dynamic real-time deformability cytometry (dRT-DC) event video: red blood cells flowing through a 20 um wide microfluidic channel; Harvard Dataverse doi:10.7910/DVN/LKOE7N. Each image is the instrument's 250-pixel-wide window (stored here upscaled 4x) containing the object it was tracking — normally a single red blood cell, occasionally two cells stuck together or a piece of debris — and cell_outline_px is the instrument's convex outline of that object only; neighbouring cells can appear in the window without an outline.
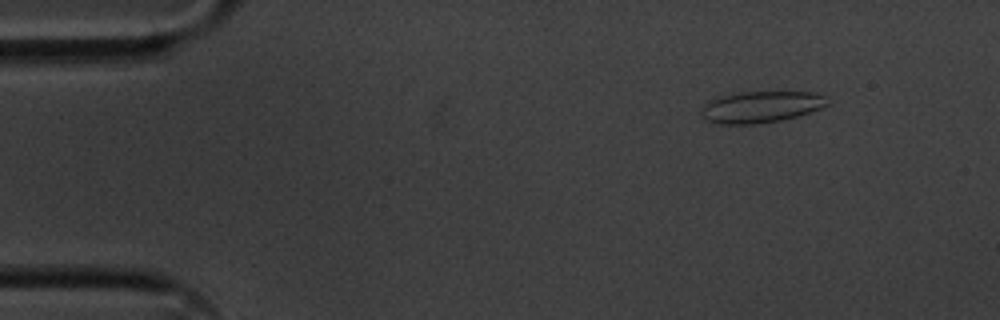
{"species": "common noctule bat (a hibernating species)", "species_latin": "Nyctalus noctula", "temperature_condition": "cold", "stored_images_in_passage": 51, "camera_frame_rate_fps": 3000, "um_per_image_px": 0.085, "animal": {"sex": "male", "body_mass_g": 20.1, "forearm_length_mm": 53.5}, "frame": {"image": 1, "passage_image": 2, "time_ms": 0.333, "image_size_px": [1000, 320], "cell_outline_px": [[828, 104], [820, 108], [796, 116], [780, 120], [756, 124], [716, 124], [704, 120], [700, 112], [704, 104], [708, 100], [740, 92], [816, 92], [828, 96]], "centroid_in_image_um": [64.66, 9.09], "position_along_channel_um": 20.3, "area_um2": 23.18}}
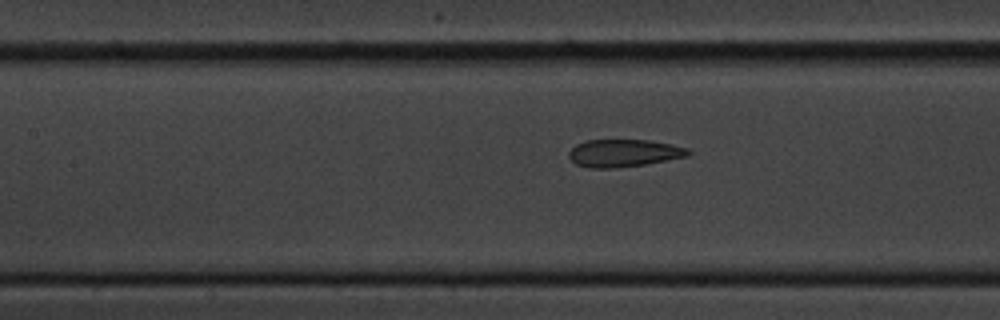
{"frame": {"image": 2, "passage_image": 20, "time_ms": 6.333, "image_size_px": [1000, 320], "cell_outline_px": [[692, 152], [688, 156], [644, 164], [612, 168], [588, 168], [576, 164], [568, 156], [568, 152], [576, 144], [588, 140], [648, 140], [672, 144], [688, 148]], "centroid_in_image_um": [53.02, 13.01], "position_along_channel_um": 154.4, "area_um2": 19.07}}
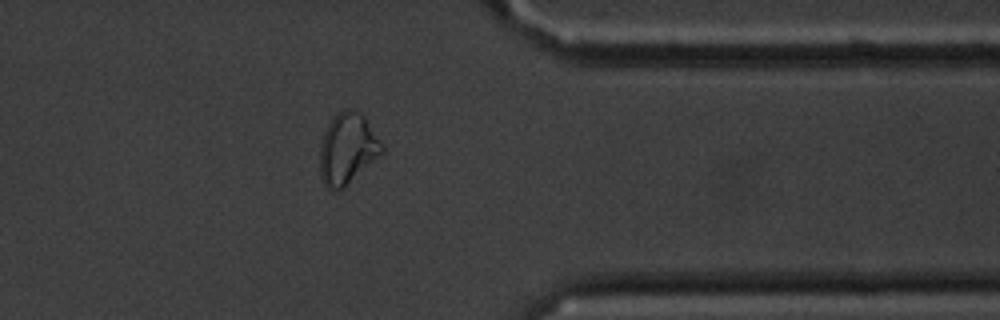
{"frame": {"image": 3, "passage_image": 40, "time_ms": 13.0, "image_size_px": [1000, 320], "cell_outline_px": [[384, 152], [344, 188], [328, 188], [324, 184], [320, 176], [320, 148], [324, 132], [328, 124], [336, 112], [344, 108], [348, 108], [360, 112], [364, 116], [384, 144]], "centroid_in_image_um": [29.55, 12.61], "position_along_channel_um": 381.8, "area_um2": 25.78}, "authors_computed_cell_mechanics": {"area_um2": 20.7502, "velocity_mm_per_s": 3.5686, "shape_relaxation_time_tau1_ms": 6.031, "shape_relaxation_time_tau2_ms": 1.0187, "deformation_change_tau1": 0.1708, "deformation_change_tau2": 0.0799}}